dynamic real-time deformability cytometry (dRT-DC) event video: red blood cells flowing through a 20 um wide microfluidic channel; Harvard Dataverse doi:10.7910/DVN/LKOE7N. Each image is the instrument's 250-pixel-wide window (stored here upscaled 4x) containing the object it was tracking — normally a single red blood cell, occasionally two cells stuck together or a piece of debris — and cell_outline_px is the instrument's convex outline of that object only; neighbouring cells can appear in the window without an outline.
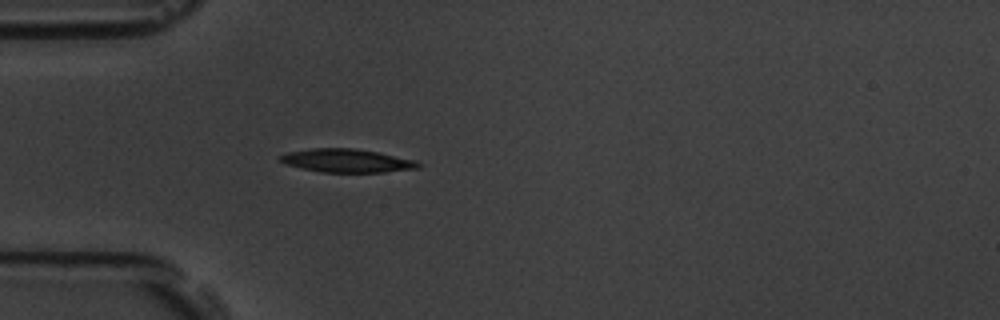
{"species": "common noctule bat (a hibernating species)", "species_latin": "Nyctalus noctula", "temperature_condition": "room temperature", "stored_images_in_passage": 5, "camera_frame_rate_fps": 3000, "um_per_image_px": 0.085, "animal": {"sex": "male", "body_mass_g": 19.5, "forearm_length_mm": 54.6}, "frame": {"image": 1, "passage_image": 5, "time_ms": 1.333, "image_size_px": [1000, 320], "cell_outline_px": [[420, 168], [384, 172], [320, 172], [300, 168], [284, 164], [280, 160], [280, 156], [288, 152], [312, 148], [352, 148], [376, 152], [416, 160], [420, 164]], "centroid_in_image_um": [29.46, 13.66], "position_along_channel_um": 55.5, "area_um2": 18.73}}